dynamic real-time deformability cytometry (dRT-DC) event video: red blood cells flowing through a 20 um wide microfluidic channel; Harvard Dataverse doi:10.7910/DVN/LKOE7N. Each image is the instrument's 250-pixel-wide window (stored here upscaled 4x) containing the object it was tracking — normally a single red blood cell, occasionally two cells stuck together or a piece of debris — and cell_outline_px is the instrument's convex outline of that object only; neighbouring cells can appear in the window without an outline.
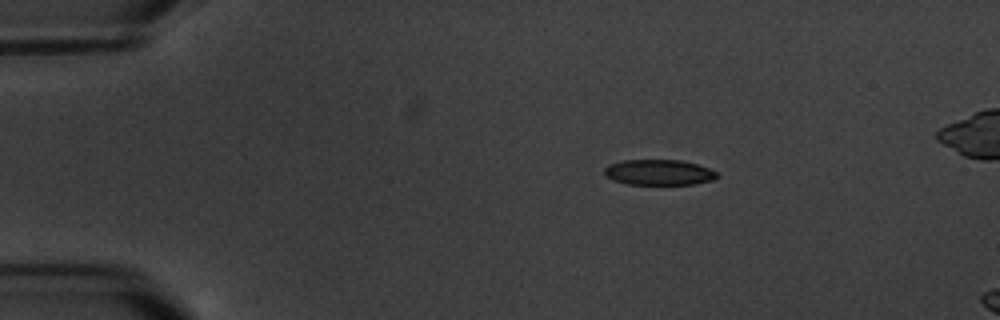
{"species": "common noctule bat (a hibernating species)", "species_latin": "Nyctalus noctula", "temperature_condition": "warm", "stored_images_in_passage": 6, "camera_frame_rate_fps": 3000, "um_per_image_px": 0.085, "animal": {"sex": "male", "body_mass_g": 20.1, "forearm_length_mm": 53.5}, "frame": {"image": 1, "passage_image": 3, "time_ms": 2.333, "image_size_px": [1000, 320], "cell_outline_px": [[720, 176], [712, 180], [692, 184], [628, 184], [612, 180], [604, 176], [604, 168], [608, 164], [624, 160], [680, 160], [696, 164], [708, 168], [716, 172]], "centroid_in_image_um": [55.96, 14.65], "position_along_channel_um": 29.0, "area_um2": 16.76}}